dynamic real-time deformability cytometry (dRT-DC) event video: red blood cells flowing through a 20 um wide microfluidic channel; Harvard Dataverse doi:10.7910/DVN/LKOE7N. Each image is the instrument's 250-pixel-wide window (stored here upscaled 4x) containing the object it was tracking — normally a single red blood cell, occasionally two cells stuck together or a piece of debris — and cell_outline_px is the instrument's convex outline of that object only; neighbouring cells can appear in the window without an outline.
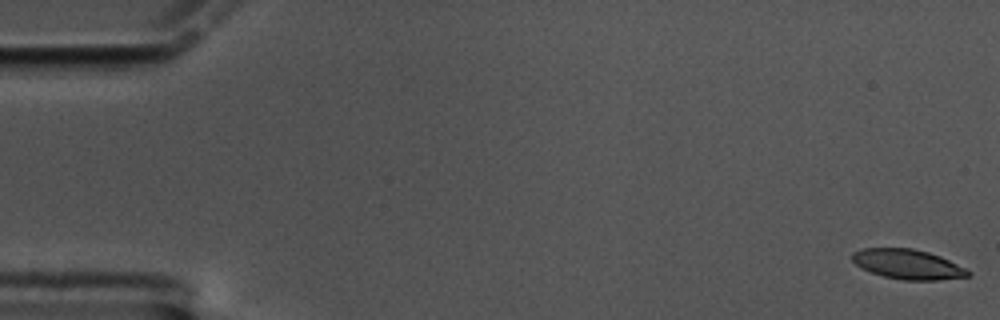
{"species": "common noctule bat (a hibernating species)", "species_latin": "Nyctalus noctula", "temperature_condition": "cold", "stored_images_in_passage": 59, "camera_frame_rate_fps": 3000, "um_per_image_px": 0.085, "animal": {"sex": "male", "body_mass_g": 17.5, "forearm_length_mm": 52.3}, "frame": {"image": 1, "passage_image": 1, "time_ms": 0.0, "image_size_px": [1000, 320], "cell_outline_px": [[972, 272], [968, 276], [936, 280], [904, 280], [884, 276], [860, 268], [852, 260], [852, 252], [864, 248], [912, 248], [928, 252], [940, 256]], "centroid_in_image_um": [77.13, 22.45], "position_along_channel_um": 7.9, "area_um2": 19.88}}
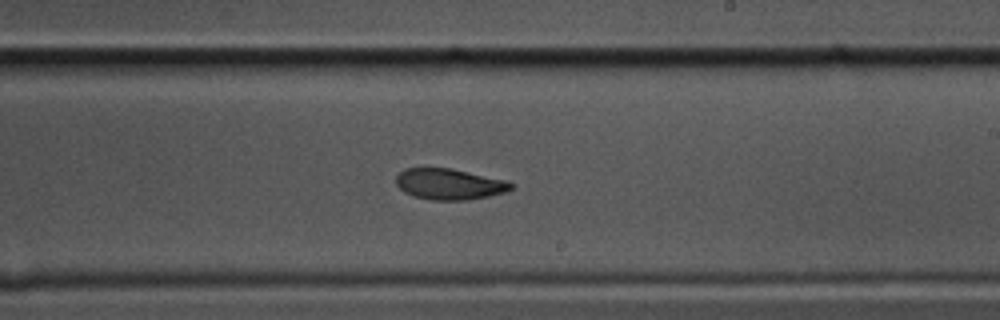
{"frame": {"image": 2, "passage_image": 35, "time_ms": 11.333, "image_size_px": [1000, 320], "cell_outline_px": [[512, 188], [504, 192], [488, 196], [468, 200], [432, 200], [412, 196], [404, 192], [396, 184], [396, 176], [404, 168], [452, 168], [504, 180], [512, 184]], "centroid_in_image_um": [38.14, 15.65], "position_along_channel_um": 250.9, "area_um2": 20.63}}
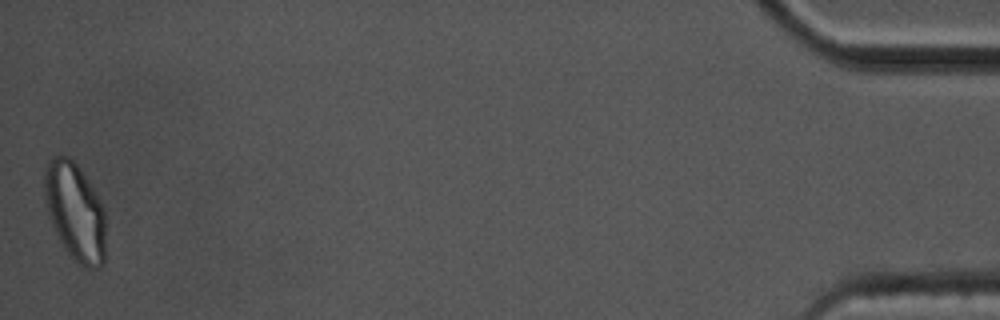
{"frame": {"image": 3, "passage_image": 59, "time_ms": 19.333, "image_size_px": [1000, 320], "cell_outline_px": [[104, 264], [100, 268], [84, 268], [64, 248], [48, 216], [44, 200], [44, 168], [52, 156], [68, 156], [76, 164], [88, 180], [100, 200], [104, 208]], "centroid_in_image_um": [6.36, 17.97], "position_along_channel_um": 428.8, "area_um2": 34.85}, "authors_computed_cell_mechanics": {"area_um2": 21.6172, "velocity_mm_per_s": 3.3973, "shape_relaxation_time_tau1_ms": 5.3596, "shape_relaxation_time_tau2_ms": 3.0135, "deformation_change_tau1": 0.1648, "deformation_change_tau2": 0.073}}